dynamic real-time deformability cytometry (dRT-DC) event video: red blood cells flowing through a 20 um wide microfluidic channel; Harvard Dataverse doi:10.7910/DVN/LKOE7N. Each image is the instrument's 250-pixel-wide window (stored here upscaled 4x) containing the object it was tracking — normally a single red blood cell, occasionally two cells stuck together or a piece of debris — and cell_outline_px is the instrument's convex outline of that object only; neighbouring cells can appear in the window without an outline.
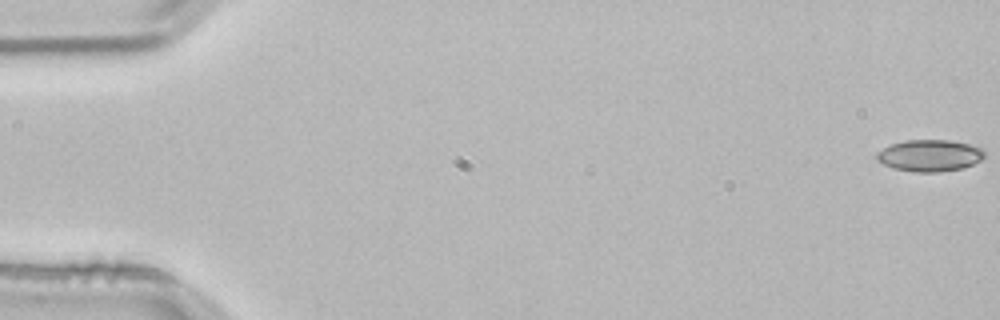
{"species": "common noctule bat (a hibernating species)", "species_latin": "Nyctalus noctula", "temperature_condition": "room temperature", "stored_images_in_passage": 54, "camera_frame_rate_fps": 3000, "um_per_image_px": 0.085, "animal": {"sex": "male", "body_mass_g": 21.5, "forearm_length_mm": 52.0}, "frame": {"image": 1, "passage_image": 1, "time_ms": 0.0, "image_size_px": [1000, 320], "cell_outline_px": [[984, 156], [980, 160], [964, 168], [940, 172], [916, 172], [892, 168], [876, 160], [876, 152], [892, 144], [904, 140], [948, 140], [968, 144], [984, 148]], "centroid_in_image_um": [79.02, 13.22], "position_along_channel_um": 6.0, "area_um2": 19.94}}
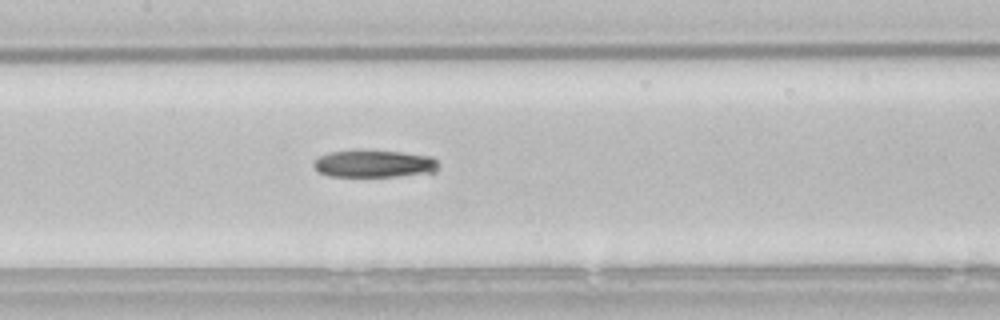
{"frame": {"image": 2, "passage_image": 26, "time_ms": 8.333, "image_size_px": [1000, 320], "cell_outline_px": [[440, 164], [436, 172], [396, 176], [332, 176], [320, 172], [312, 164], [320, 156], [328, 152], [356, 148], [400, 152], [432, 156]], "centroid_in_image_um": [31.82, 13.88], "position_along_channel_um": 175.6, "area_um2": 20.29}}
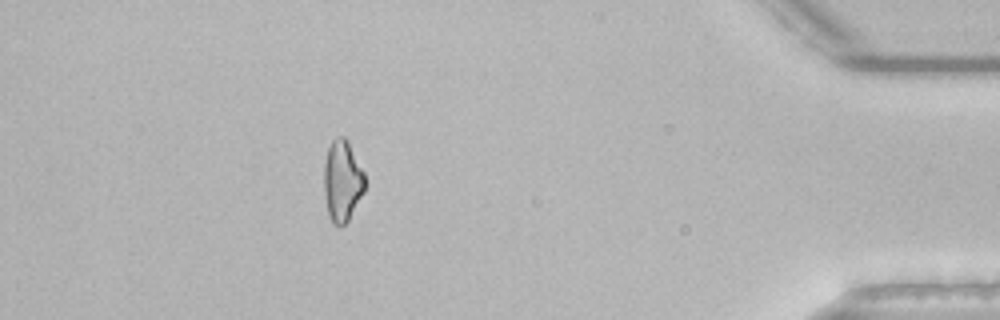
{"frame": {"image": 3, "passage_image": 48, "time_ms": 15.667, "image_size_px": [1000, 320], "cell_outline_px": [[364, 192], [348, 220], [344, 224], [332, 224], [328, 216], [324, 192], [324, 164], [328, 148], [332, 140], [336, 136], [344, 136], [348, 140], [364, 172]], "centroid_in_image_um": [29.08, 15.35], "position_along_channel_um": 406.1, "area_um2": 19.36}}